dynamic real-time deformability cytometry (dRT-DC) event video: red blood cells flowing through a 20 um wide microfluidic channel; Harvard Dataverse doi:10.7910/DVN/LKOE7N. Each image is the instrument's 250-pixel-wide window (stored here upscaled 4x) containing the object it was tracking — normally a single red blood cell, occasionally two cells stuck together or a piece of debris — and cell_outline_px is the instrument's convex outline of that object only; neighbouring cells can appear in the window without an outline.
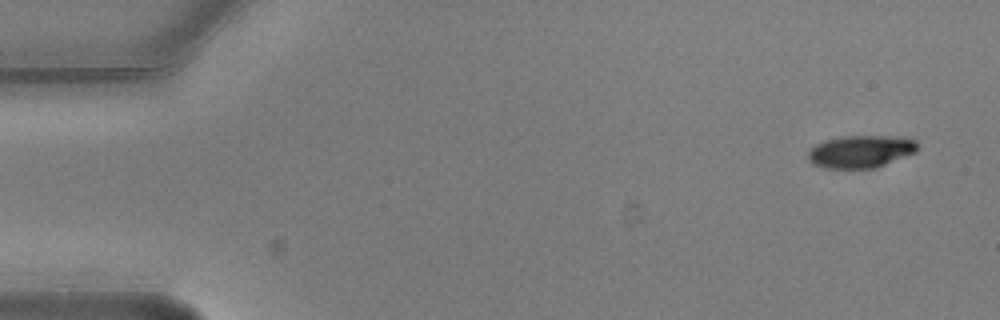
{"species": "common noctule bat (a hibernating species)", "species_latin": "Nyctalus noctula", "temperature_condition": "warm", "stored_images_in_passage": 6, "camera_frame_rate_fps": 3000, "um_per_image_px": 0.085, "animal": {"sex": "male", "body_mass_g": 20.5, "forearm_length_mm": 52.5}, "frame": {"image": 1, "passage_image": 6, "time_ms": 1.667, "image_size_px": [1000, 320], "cell_outline_px": [[916, 152], [876, 168], [824, 168], [812, 164], [808, 160], [808, 152], [816, 144], [824, 140], [840, 136], [884, 136], [916, 140]], "centroid_in_image_um": [73.11, 12.89], "position_along_channel_um": 11.9, "area_um2": 20.58}}